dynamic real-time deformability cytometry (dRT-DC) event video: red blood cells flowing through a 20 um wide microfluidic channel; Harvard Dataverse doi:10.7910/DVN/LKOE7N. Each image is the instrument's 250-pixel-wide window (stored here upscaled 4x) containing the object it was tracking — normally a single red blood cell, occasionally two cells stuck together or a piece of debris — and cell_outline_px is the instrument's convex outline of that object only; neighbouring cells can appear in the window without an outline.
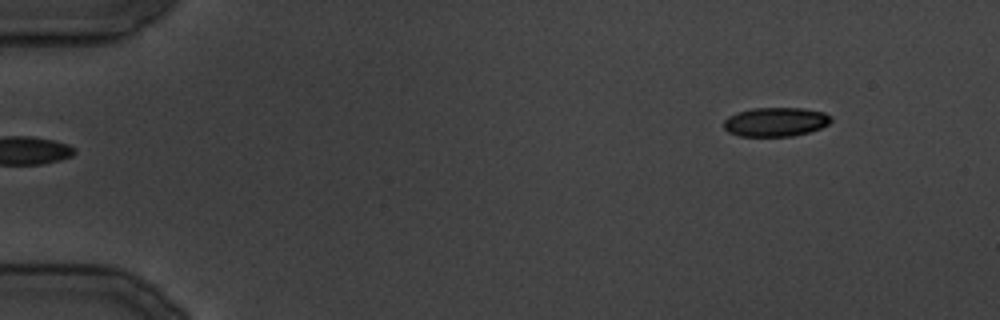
{"species": "common noctule bat (a hibernating species)", "species_latin": "Nyctalus noctula", "temperature_condition": "cold", "stored_images_in_passage": 19, "camera_frame_rate_fps": 3000, "um_per_image_px": 0.085, "animal": {"sex": "male", "body_mass_g": 19.5, "forearm_length_mm": 54.6}, "frame": {"image": 1, "passage_image": 1, "time_ms": 0.0, "image_size_px": [1000, 320], "cell_outline_px": [[832, 120], [828, 124], [820, 128], [808, 132], [792, 136], [740, 136], [728, 132], [724, 128], [724, 120], [728, 116], [736, 112], [752, 108], [804, 108], [824, 112], [832, 116]], "centroid_in_image_um": [65.92, 10.35], "position_along_channel_um": 19.1, "area_um2": 18.26}}
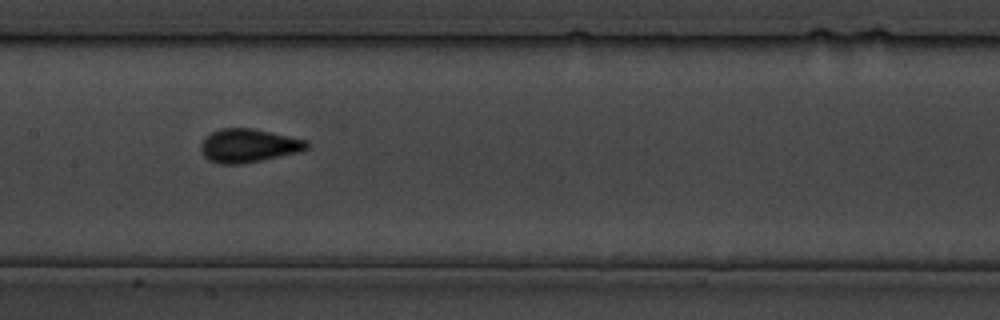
{"frame": {"image": 2, "passage_image": 15, "time_ms": 17.0, "image_size_px": [1000, 320], "cell_outline_px": [[312, 144], [308, 148], [300, 152], [240, 164], [220, 164], [208, 160], [204, 156], [200, 148], [200, 144], [212, 132], [220, 128], [252, 128], [308, 140]], "centroid_in_image_um": [21.15, 12.38], "position_along_channel_um": 186.2, "area_um2": 20.69}}
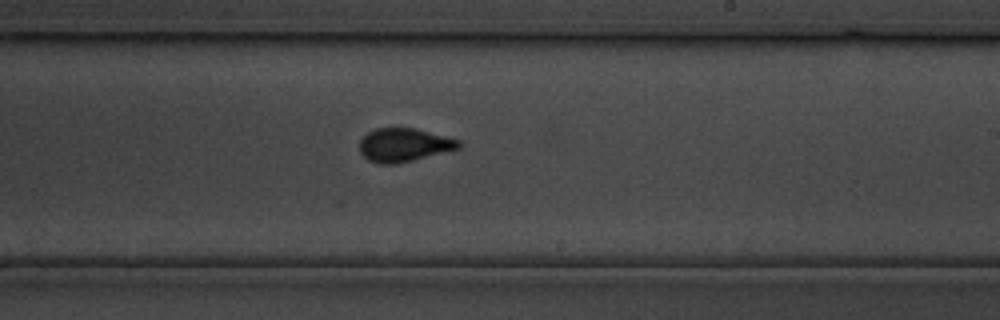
{"frame": {"image": 3, "passage_image": 19, "time_ms": 21.333, "image_size_px": [1000, 320], "cell_outline_px": [[460, 148], [396, 164], [380, 164], [368, 160], [360, 152], [360, 140], [368, 132], [376, 128], [416, 128], [460, 140]], "centroid_in_image_um": [34.32, 12.32], "position_along_channel_um": 254.7, "area_um2": 19.19}}